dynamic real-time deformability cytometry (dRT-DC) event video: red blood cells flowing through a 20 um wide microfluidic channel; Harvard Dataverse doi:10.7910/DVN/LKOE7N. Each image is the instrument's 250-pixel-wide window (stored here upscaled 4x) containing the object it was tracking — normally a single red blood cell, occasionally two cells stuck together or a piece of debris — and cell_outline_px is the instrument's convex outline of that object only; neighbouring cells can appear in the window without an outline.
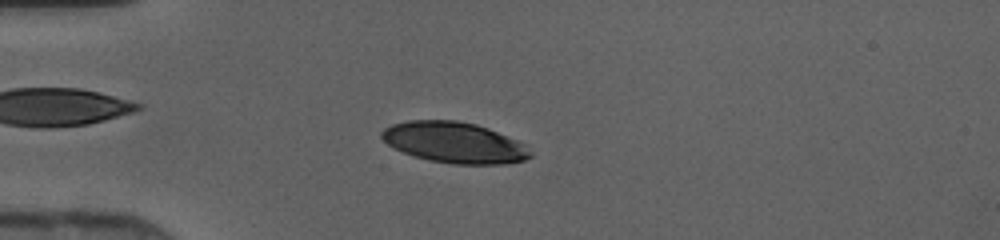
{"species": "human", "species_latin": "Homo sapiens", "temperature_condition": "cold", "stored_images_in_passage": 45, "camera_frame_rate_fps": 3000, "um_per_image_px": 0.085, "donor": {"sex": "female"}, "frame": {"image": 1, "passage_image": 12, "time_ms": 3.667, "image_size_px": [1000, 240], "cell_outline_px": [[532, 156], [524, 160], [504, 164], [452, 164], [428, 160], [412, 156], [388, 144], [380, 136], [380, 132], [384, 128], [392, 124], [408, 120], [456, 120], [476, 124], [488, 128], [528, 144], [532, 152]], "centroid_in_image_um": [38.65, 12.11], "position_along_channel_um": 46.3, "area_um2": 35.72}}
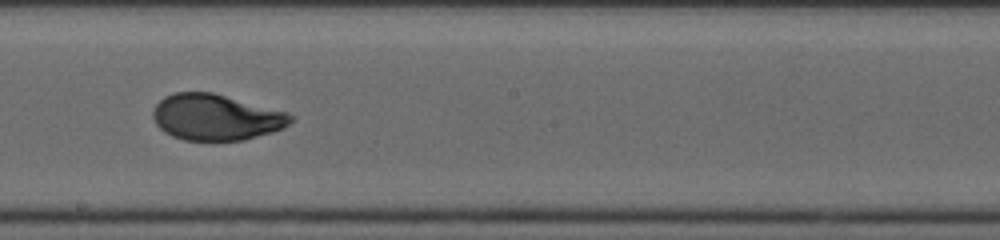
{"frame": {"image": 2, "passage_image": 26, "time_ms": 8.333, "image_size_px": [1000, 240], "cell_outline_px": [[296, 120], [284, 128], [272, 132], [244, 140], [184, 140], [172, 136], [164, 132], [156, 124], [152, 116], [152, 112], [156, 104], [164, 96], [172, 92], [212, 92], [288, 112], [296, 116]], "centroid_in_image_um": [18.38, 9.96], "position_along_channel_um": 229.8, "area_um2": 37.28}}
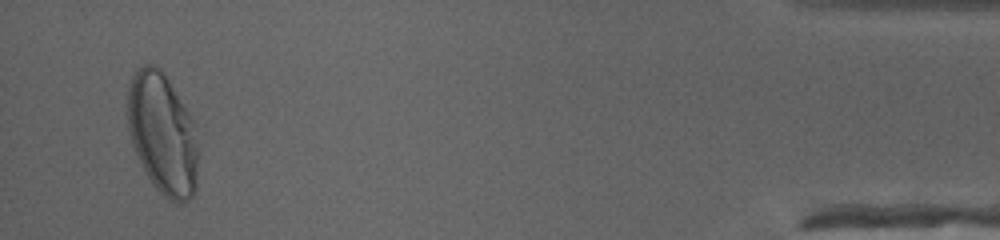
{"frame": {"image": 3, "passage_image": 44, "time_ms": 14.333, "image_size_px": [1000, 240], "cell_outline_px": [[196, 192], [188, 200], [180, 204], [176, 204], [168, 200], [152, 184], [132, 144], [128, 128], [128, 88], [132, 76], [144, 64], [152, 64], [160, 68], [164, 72], [188, 112], [192, 120], [196, 144]], "centroid_in_image_um": [13.8, 11.39], "position_along_channel_um": 421.4, "area_um2": 49.3}}